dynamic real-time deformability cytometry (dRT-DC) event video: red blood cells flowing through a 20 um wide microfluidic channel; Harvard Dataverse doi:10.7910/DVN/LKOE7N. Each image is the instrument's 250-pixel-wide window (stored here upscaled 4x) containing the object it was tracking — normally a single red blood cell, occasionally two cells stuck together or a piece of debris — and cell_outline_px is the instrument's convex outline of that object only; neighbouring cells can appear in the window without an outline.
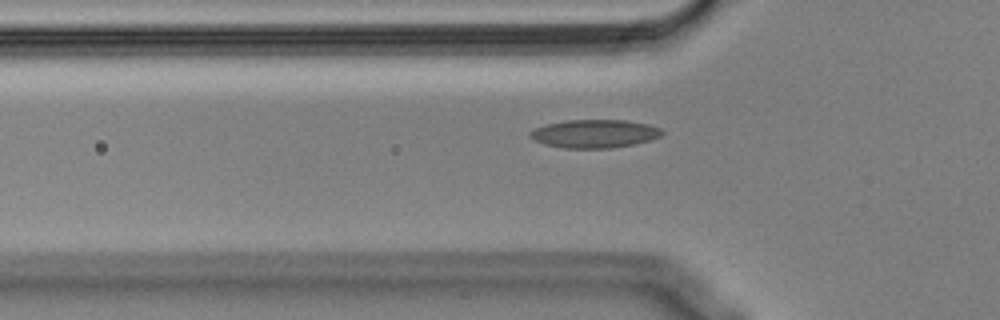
{"species": "Egyptian fruit bat (a non-hibernating species)", "species_latin": "Rousettus aegyptiacus", "temperature_condition": "cold", "stored_images_in_passage": 40, "camera_frame_rate_fps": 3000, "um_per_image_px": 0.085, "animal": {"sex": "male"}, "frame": {"image": 1, "passage_image": 8, "time_ms": 2.333, "image_size_px": [1000, 320], "cell_outline_px": [[664, 132], [660, 136], [636, 144], [612, 148], [564, 148], [544, 144], [528, 136], [528, 132], [536, 128], [548, 124], [568, 120], [628, 120], [648, 124], [660, 128]], "centroid_in_image_um": [50.55, 11.36], "position_along_channel_um": 75.3, "area_um2": 21.68}}
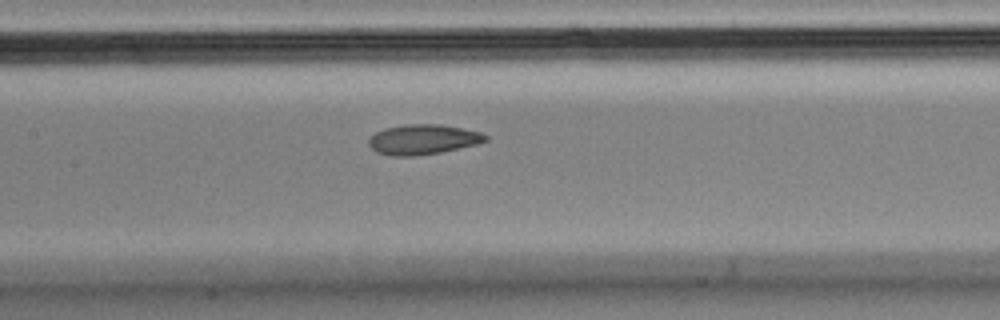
{"frame": {"image": 2, "passage_image": 16, "time_ms": 5.0, "image_size_px": [1000, 320], "cell_outline_px": [[488, 140], [476, 144], [440, 152], [416, 156], [392, 156], [376, 152], [368, 144], [368, 140], [376, 132], [384, 128], [404, 124], [440, 124], [480, 132], [488, 136]], "centroid_in_image_um": [35.92, 11.85], "position_along_channel_um": 171.5, "area_um2": 20.35}}
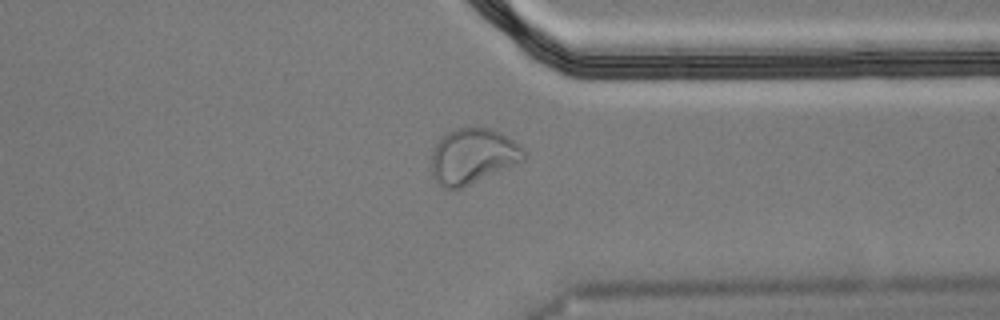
{"frame": {"image": 3, "passage_image": 33, "time_ms": 10.667, "image_size_px": [1000, 320], "cell_outline_px": [[524, 160], [460, 188], [444, 188], [436, 184], [432, 176], [432, 148], [440, 136], [456, 128], [468, 124], [492, 128], [500, 132], [524, 148]], "centroid_in_image_um": [40.13, 13.21], "position_along_channel_um": 371.3, "area_um2": 30.11}, "authors_computed_cell_mechanics": {"area_um2": 20.7791, "velocity_mm_per_s": 3.5599, "shape_relaxation_time_tau1_ms": null, "shape_relaxation_time_tau2_ms": 1.7898, "deformation_change_tau1": null, "deformation_change_tau2": 0.0738}}